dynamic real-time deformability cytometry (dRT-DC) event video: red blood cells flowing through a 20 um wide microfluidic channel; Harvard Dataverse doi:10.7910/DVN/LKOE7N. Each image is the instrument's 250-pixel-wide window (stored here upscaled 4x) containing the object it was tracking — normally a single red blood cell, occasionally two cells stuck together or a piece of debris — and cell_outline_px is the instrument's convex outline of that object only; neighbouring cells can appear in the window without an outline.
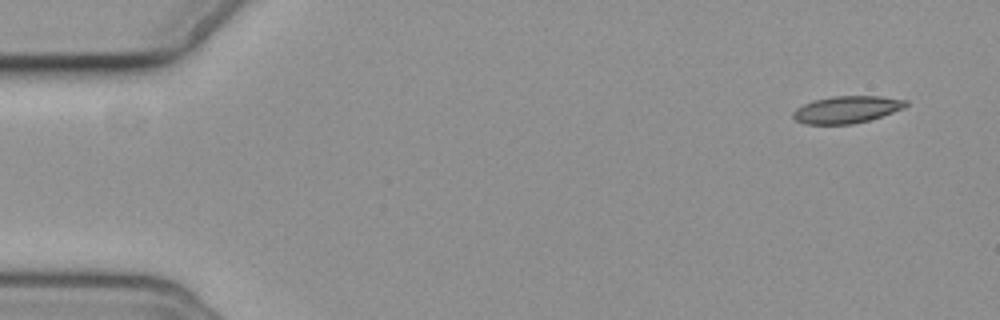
{"species": "common noctule bat (a hibernating species)", "species_latin": "Nyctalus noctula", "temperature_condition": "cold", "stored_images_in_passage": 6, "camera_frame_rate_fps": 3000, "um_per_image_px": 0.085, "animal": {"sex": "female", "body_mass_g": 19.3, "forearm_length_mm": 54.1}, "frame": {"image": 1, "passage_image": 1, "time_ms": 0.0, "image_size_px": [1000, 320], "cell_outline_px": [[908, 104], [904, 108], [868, 120], [852, 124], [804, 124], [796, 120], [792, 116], [792, 112], [796, 108], [804, 104], [816, 100], [832, 96], [880, 96], [908, 100]], "centroid_in_image_um": [71.96, 9.31], "position_along_channel_um": 13.0, "area_um2": 17.69}}
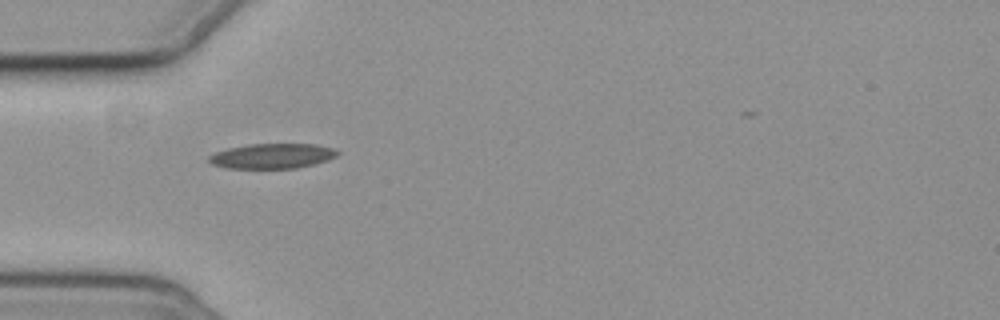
{"frame": {"image": 2, "passage_image": 5, "time_ms": 4.667, "image_size_px": [1000, 320], "cell_outline_px": [[340, 152], [336, 156], [328, 160], [296, 168], [228, 168], [212, 164], [208, 160], [208, 156], [216, 152], [228, 148], [248, 144], [316, 144], [332, 148]], "centroid_in_image_um": [23.13, 13.25], "position_along_channel_um": 61.9, "area_um2": 18.61}}
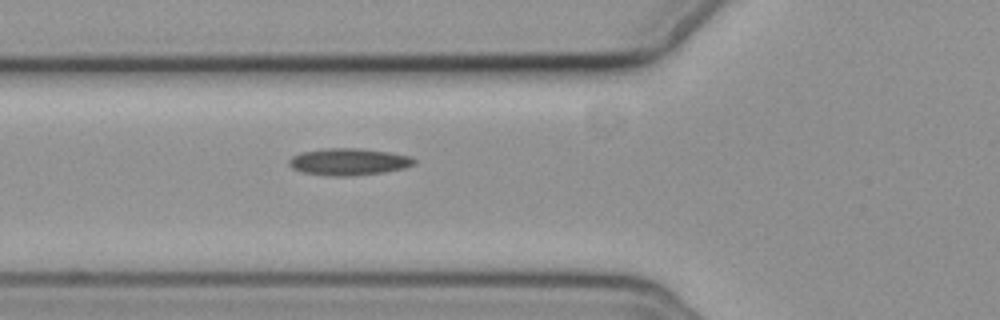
{"frame": {"image": 3, "passage_image": 6, "time_ms": 5.667, "image_size_px": [1000, 320], "cell_outline_px": [[416, 164], [404, 168], [384, 172], [352, 176], [332, 176], [304, 172], [292, 168], [288, 164], [288, 160], [292, 156], [300, 152], [324, 148], [360, 148], [388, 152], [412, 156], [416, 160]], "centroid_in_image_um": [29.65, 13.74], "position_along_channel_um": 96.2, "area_um2": 19.77}}